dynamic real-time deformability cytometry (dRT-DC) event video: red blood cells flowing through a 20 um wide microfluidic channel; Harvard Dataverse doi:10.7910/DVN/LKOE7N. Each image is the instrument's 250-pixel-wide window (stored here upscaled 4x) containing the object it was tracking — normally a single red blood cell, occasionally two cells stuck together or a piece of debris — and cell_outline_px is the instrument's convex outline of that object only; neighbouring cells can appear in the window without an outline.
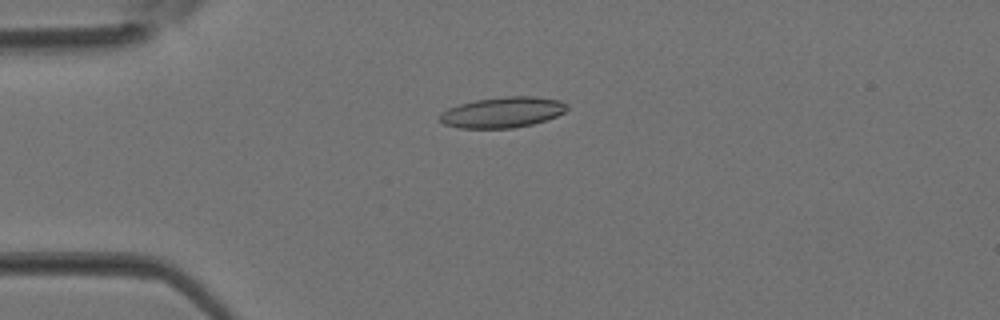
{"species": "Egyptian fruit bat (a non-hibernating species)", "species_latin": "Rousettus aegyptiacus", "temperature_condition": "room temperature", "stored_images_in_passage": 38, "camera_frame_rate_fps": 3000, "um_per_image_px": 0.085, "animal": {"sex": "female"}, "frame": {"image": 1, "passage_image": 10, "time_ms": 3.0, "image_size_px": [1000, 320], "cell_outline_px": [[568, 108], [564, 112], [556, 116], [532, 124], [512, 128], [460, 128], [444, 124], [440, 120], [440, 112], [448, 108], [460, 104], [476, 100], [504, 96], [536, 96], [560, 100], [568, 104]], "centroid_in_image_um": [42.72, 9.54], "position_along_channel_um": 42.3, "area_um2": 22.72}}
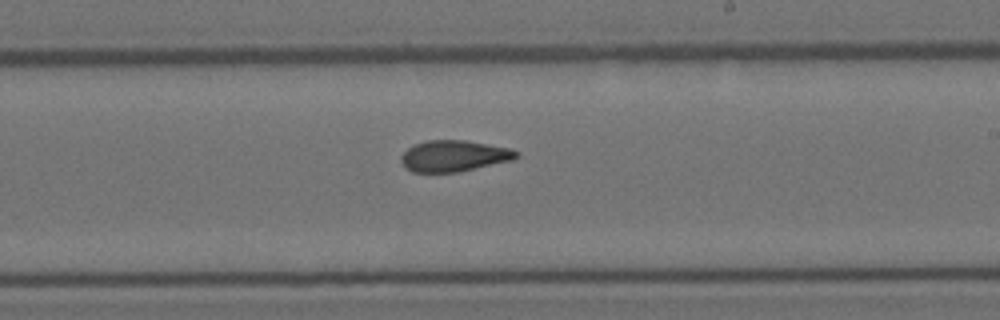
{"frame": {"image": 2, "passage_image": 23, "time_ms": 7.333, "image_size_px": [1000, 320], "cell_outline_px": [[520, 156], [512, 160], [460, 172], [412, 172], [404, 168], [400, 160], [400, 156], [408, 148], [416, 144], [428, 140], [464, 140], [508, 148], [520, 152]], "centroid_in_image_um": [38.57, 13.27], "position_along_channel_um": 250.4, "area_um2": 20.98}}
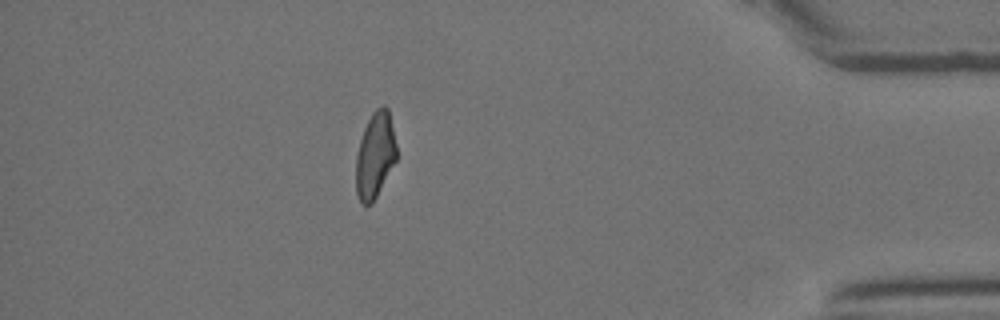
{"frame": {"image": 3, "passage_image": 34, "time_ms": 11.0, "image_size_px": [1000, 320], "cell_outline_px": [[396, 160], [372, 204], [360, 204], [356, 196], [356, 156], [360, 140], [364, 128], [372, 112], [380, 104], [384, 104], [388, 108], [396, 144]], "centroid_in_image_um": [31.87, 13.19], "position_along_channel_um": 403.3, "area_um2": 20.35}}